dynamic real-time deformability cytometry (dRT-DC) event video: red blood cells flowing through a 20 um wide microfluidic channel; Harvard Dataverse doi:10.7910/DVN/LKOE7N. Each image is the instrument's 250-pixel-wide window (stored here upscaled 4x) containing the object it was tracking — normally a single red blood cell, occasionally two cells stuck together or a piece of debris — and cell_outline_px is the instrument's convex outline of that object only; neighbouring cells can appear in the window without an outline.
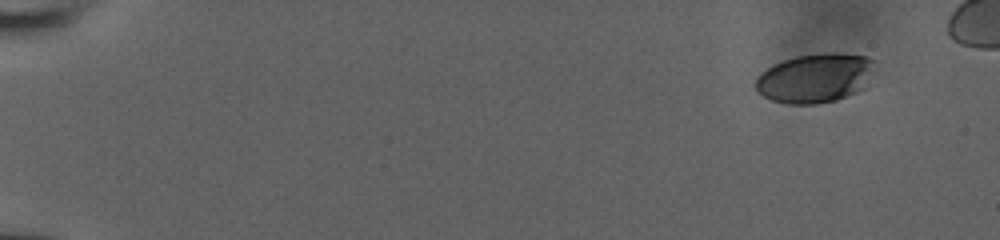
{"species": "human", "species_latin": "Homo sapiens", "temperature_condition": "room temperature", "stored_images_in_passage": 41, "camera_frame_rate_fps": 3000, "um_per_image_px": 0.085, "donor": {"sex": "male"}, "frame": {"image": 1, "passage_image": 1, "time_ms": 0.0, "image_size_px": [1000, 240], "cell_outline_px": [[876, 68], [864, 88], [856, 92], [836, 100], [816, 104], [788, 104], [772, 100], [764, 96], [756, 88], [756, 80], [768, 68], [784, 60], [796, 56], [832, 52], [868, 56], [876, 60]], "centroid_in_image_um": [69.37, 6.63], "position_along_channel_um": 15.6, "area_um2": 34.1}}
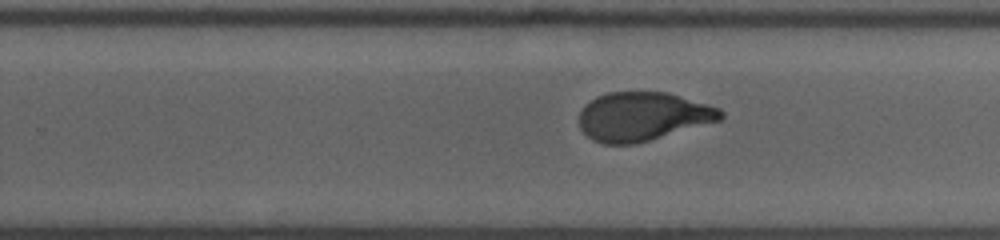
{"frame": {"image": 2, "passage_image": 26, "time_ms": 11.333, "image_size_px": [1000, 240], "cell_outline_px": [[724, 116], [720, 120], [636, 144], [604, 144], [592, 140], [580, 128], [580, 112], [584, 104], [596, 96], [608, 92], [668, 92], [708, 104], [720, 108], [724, 112]], "centroid_in_image_um": [54.62, 9.89], "position_along_channel_um": 275.2, "area_um2": 40.23}}
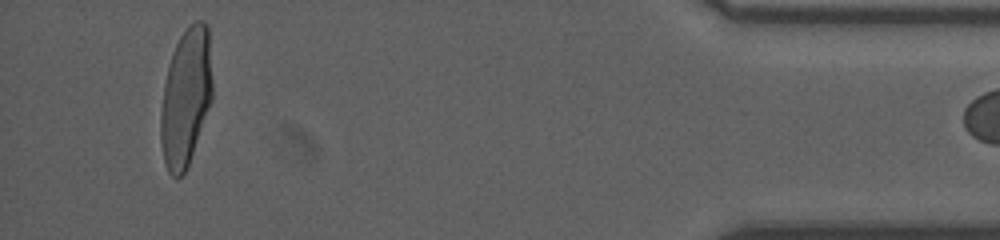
{"frame": {"image": 3, "passage_image": 40, "time_ms": 16.667, "image_size_px": [1000, 240], "cell_outline_px": [[212, 100], [188, 164], [184, 172], [176, 180], [168, 172], [164, 160], [160, 140], [160, 112], [164, 84], [168, 64], [172, 52], [180, 36], [188, 24], [196, 20], [204, 20], [208, 24], [212, 80]], "centroid_in_image_um": [15.79, 8.22], "position_along_channel_um": 419.4, "area_um2": 41.73}}